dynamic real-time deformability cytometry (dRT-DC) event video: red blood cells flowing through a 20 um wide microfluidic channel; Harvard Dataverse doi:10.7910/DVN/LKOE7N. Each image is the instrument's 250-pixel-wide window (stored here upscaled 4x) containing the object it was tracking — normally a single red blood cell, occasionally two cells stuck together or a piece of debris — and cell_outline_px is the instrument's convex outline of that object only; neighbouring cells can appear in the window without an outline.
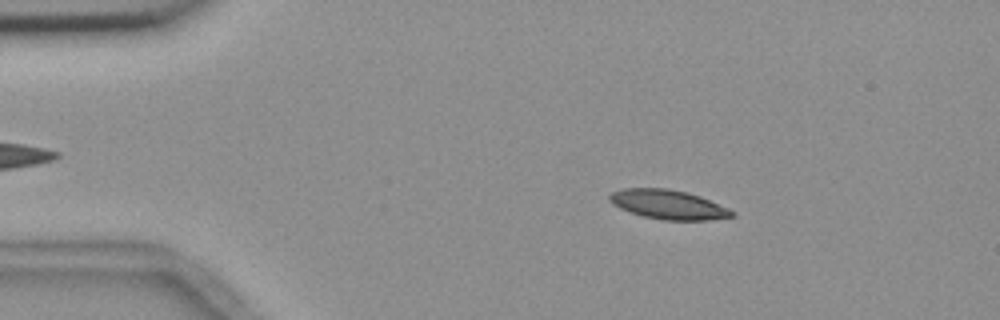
{"species": "common noctule bat (a hibernating species)", "species_latin": "Nyctalus noctula", "temperature_condition": "room temperature", "stored_images_in_passage": 55, "camera_frame_rate_fps": 3000, "um_per_image_px": 0.085, "animal": {"sex": "female", "body_mass_g": 18.4}, "frame": {"image": 1, "passage_image": 9, "time_ms": 2.667, "image_size_px": [1000, 320], "cell_outline_px": [[736, 216], [712, 220], [664, 220], [644, 216], [620, 208], [612, 204], [608, 200], [608, 196], [612, 192], [624, 188], [668, 188], [700, 196], [728, 208], [736, 212]], "centroid_in_image_um": [56.82, 17.39], "position_along_channel_um": 28.2, "area_um2": 20.87}}
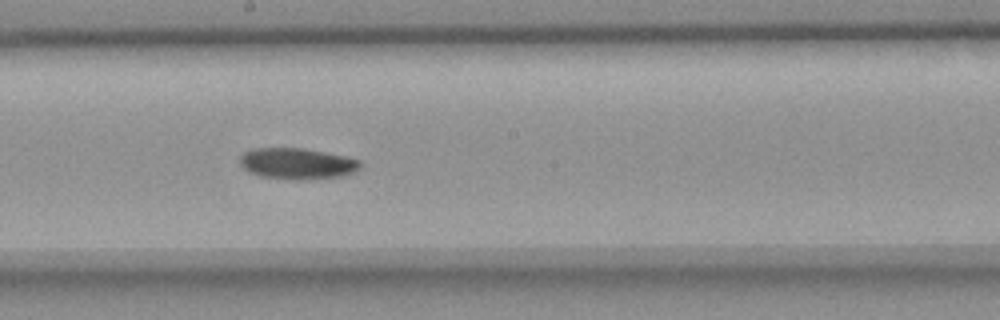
{"frame": {"image": 2, "passage_image": 30, "time_ms": 9.667, "image_size_px": [1000, 320], "cell_outline_px": [[360, 168], [352, 172], [340, 176], [304, 180], [296, 180], [260, 176], [248, 172], [240, 164], [240, 156], [244, 152], [252, 148], [300, 148], [324, 152], [344, 156], [360, 160]], "centroid_in_image_um": [25.21, 13.91], "position_along_channel_um": 223.0, "area_um2": 21.73}}
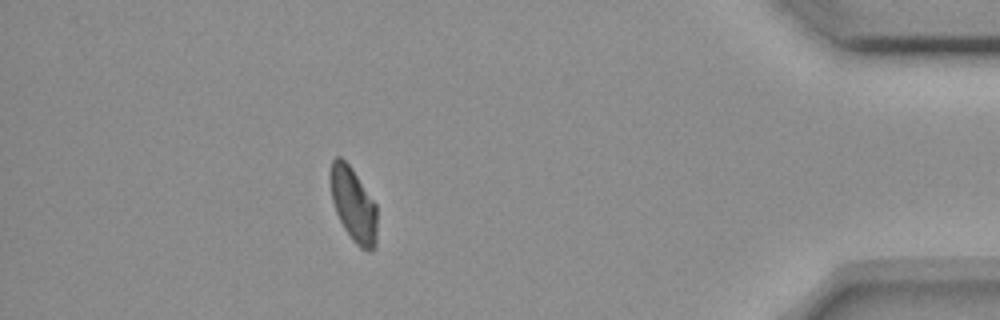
{"frame": {"image": 3, "passage_image": 49, "time_ms": 16.0, "image_size_px": [1000, 320], "cell_outline_px": [[376, 244], [372, 252], [368, 252], [360, 248], [352, 240], [344, 228], [336, 212], [332, 200], [328, 176], [328, 172], [332, 160], [336, 156], [340, 156], [352, 168], [376, 204]], "centroid_in_image_um": [30.01, 17.38], "position_along_channel_um": 405.2, "area_um2": 20.46}, "authors_computed_cell_mechanics": {"area_um2": 20.8658, "velocity_mm_per_s": 3.6314, "shape_relaxation_time_tau1_ms": 11.1558, "shape_relaxation_time_tau2_ms": null, "deformation_change_tau1": 0.1872, "deformation_change_tau2": null}}